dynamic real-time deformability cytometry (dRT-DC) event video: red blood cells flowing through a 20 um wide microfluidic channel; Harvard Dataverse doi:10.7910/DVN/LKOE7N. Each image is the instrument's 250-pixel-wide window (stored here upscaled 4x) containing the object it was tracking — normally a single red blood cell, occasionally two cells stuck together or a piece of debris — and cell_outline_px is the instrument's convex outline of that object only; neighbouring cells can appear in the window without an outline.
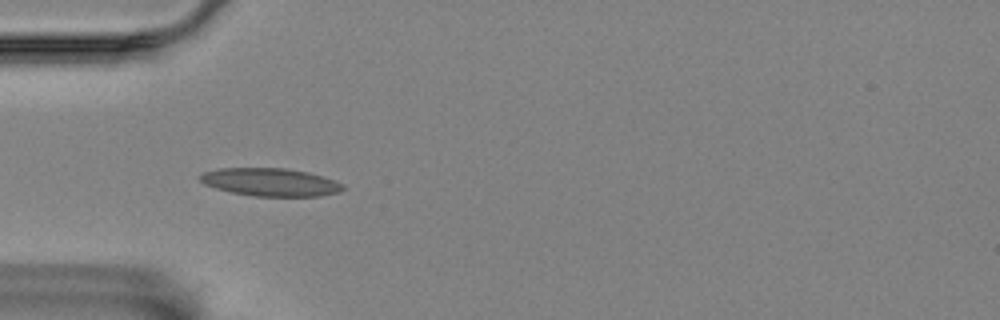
{"species": "Egyptian fruit bat (a non-hibernating species)", "species_latin": "Rousettus aegyptiacus", "temperature_condition": "room temperature", "stored_images_in_passage": 36, "camera_frame_rate_fps": 3000, "um_per_image_px": 0.085, "animal": {"sex": "female"}, "frame": {"image": 1, "passage_image": 1, "time_ms": 0.0, "image_size_px": [1000, 320], "cell_outline_px": [[344, 188], [340, 192], [320, 196], [256, 196], [232, 192], [216, 188], [204, 184], [200, 180], [200, 176], [204, 172], [220, 168], [288, 168], [308, 172], [336, 180], [344, 184]], "centroid_in_image_um": [23.03, 15.48], "position_along_channel_um": 62.0, "area_um2": 23.24}}
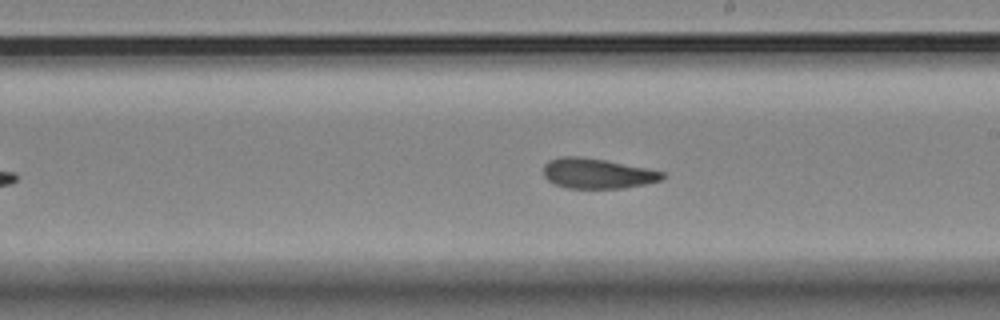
{"frame": {"image": 2, "passage_image": 16, "time_ms": 5.0, "image_size_px": [1000, 320], "cell_outline_px": [[664, 176], [660, 180], [644, 184], [624, 188], [568, 188], [556, 184], [548, 180], [544, 176], [544, 164], [548, 160], [560, 156], [580, 156], [604, 160], [648, 168], [664, 172]], "centroid_in_image_um": [50.74, 14.73], "position_along_channel_um": 238.3, "area_um2": 20.81}}
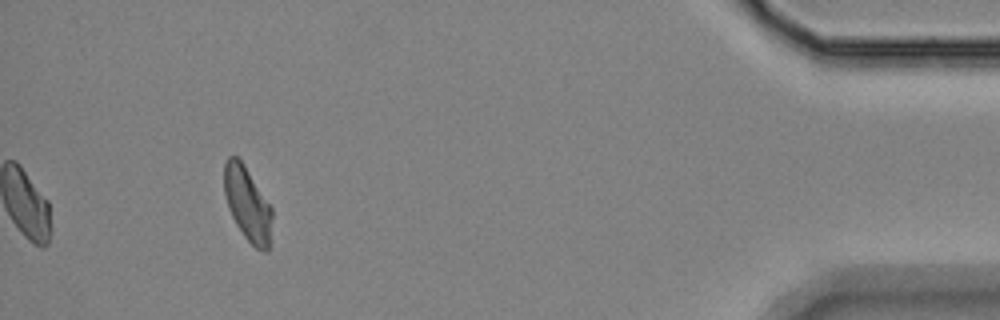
{"frame": {"image": 3, "passage_image": 36, "time_ms": 11.667, "image_size_px": [1000, 320], "cell_outline_px": [[272, 216], [268, 252], [264, 252], [256, 248], [244, 236], [236, 224], [228, 208], [224, 196], [224, 164], [228, 156], [236, 156], [244, 164], [272, 208]], "centroid_in_image_um": [21.02, 17.33], "position_along_channel_um": 414.2, "area_um2": 20.58}, "authors_computed_cell_mechanics": {"area_um2": 21.1837, "velocity_mm_per_s": 3.5474, "shape_relaxation_time_tau1_ms": null, "shape_relaxation_time_tau2_ms": 3.0534, "deformation_change_tau1": null, "deformation_change_tau2": 0.0909}}